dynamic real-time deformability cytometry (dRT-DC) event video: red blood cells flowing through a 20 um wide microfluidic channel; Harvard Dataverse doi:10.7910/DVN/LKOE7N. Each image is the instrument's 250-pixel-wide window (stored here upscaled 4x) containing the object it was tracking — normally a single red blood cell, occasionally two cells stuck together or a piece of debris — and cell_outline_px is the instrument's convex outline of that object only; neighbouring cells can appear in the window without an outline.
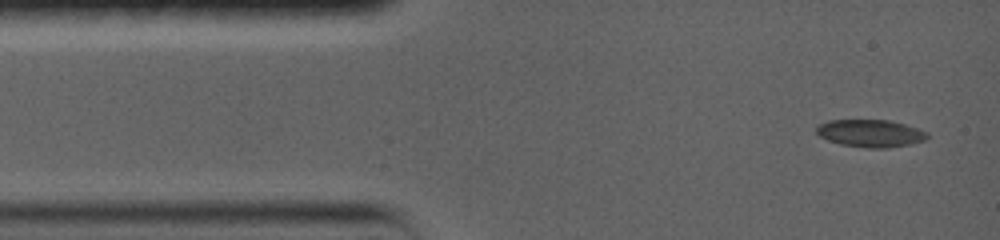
{"species": "common noctule bat (a hibernating species)", "species_latin": "Nyctalus noctula", "temperature_condition": "warm", "stored_images_in_passage": 25, "camera_frame_rate_fps": 5000, "um_per_image_px": 0.085, "animal": {"sex": "female", "body_mass_g": 19.0, "forearm_length_mm": 56.7}, "frame": {"image": 1, "passage_image": 1, "time_ms": 0.0, "image_size_px": [1000, 240], "cell_outline_px": [[928, 136], [924, 140], [908, 144], [888, 148], [868, 148], [840, 144], [828, 140], [820, 136], [816, 132], [816, 128], [820, 124], [828, 120], [888, 120], [904, 124], [928, 132]], "centroid_in_image_um": [73.97, 11.33], "position_along_channel_um": 11.0, "area_um2": 17.57}}
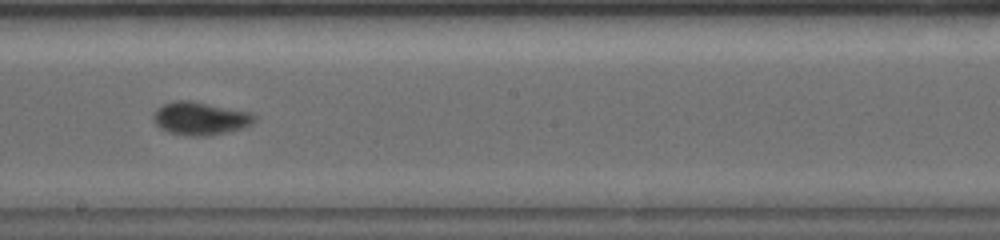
{"frame": {"image": 2, "passage_image": 11, "time_ms": 7.4, "image_size_px": [1000, 240], "cell_outline_px": [[252, 120], [248, 124], [224, 132], [208, 136], [184, 136], [172, 132], [164, 128], [156, 120], [156, 112], [160, 108], [168, 104], [200, 104], [240, 112], [252, 116]], "centroid_in_image_um": [16.98, 10.16], "position_along_channel_um": 231.2, "area_um2": 16.65}}
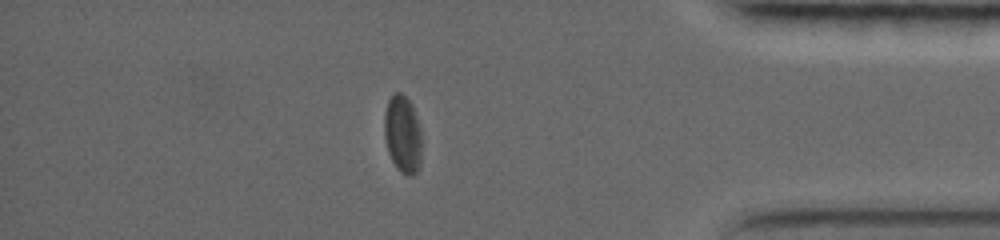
{"frame": {"image": 3, "passage_image": 18, "time_ms": 12.6, "image_size_px": [1000, 240], "cell_outline_px": [[420, 168], [412, 176], [408, 176], [400, 172], [396, 168], [388, 152], [384, 136], [384, 112], [388, 100], [396, 92], [400, 92], [412, 104], [420, 128]], "centroid_in_image_um": [34.21, 11.43], "position_along_channel_um": 401.0, "area_um2": 16.94}, "authors_computed_cell_mechanics": {"area_um2": 17.2244, "velocity_mm_per_s": 3.8016, "shape_relaxation_time_tau1_ms": 6.282, "shape_relaxation_time_tau2_ms": 1.4575, "deformation_change_tau1": 0.1249, "deformation_change_tau2": 0.0415}}